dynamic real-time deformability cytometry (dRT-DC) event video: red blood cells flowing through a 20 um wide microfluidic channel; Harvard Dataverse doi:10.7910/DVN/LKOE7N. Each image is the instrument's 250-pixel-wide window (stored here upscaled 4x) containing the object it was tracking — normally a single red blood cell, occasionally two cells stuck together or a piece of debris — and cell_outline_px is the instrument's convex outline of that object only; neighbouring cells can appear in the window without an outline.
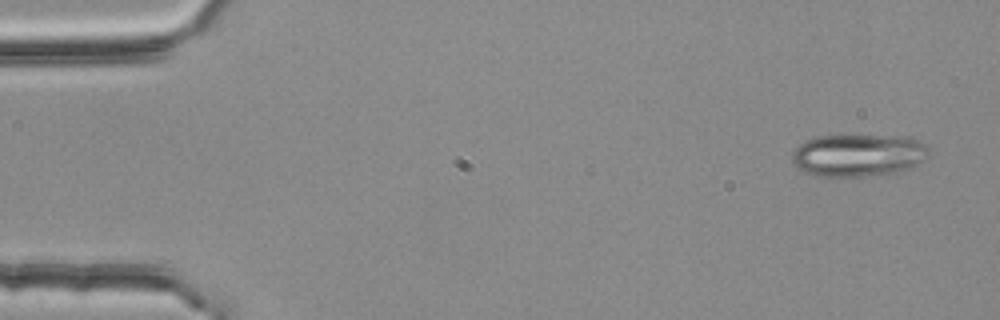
{"species": "common noctule bat (a hibernating species)", "species_latin": "Nyctalus noctula", "temperature_condition": "room temperature", "stored_images_in_passage": 3, "camera_frame_rate_fps": 3000, "um_per_image_px": 0.085, "animal": {"sex": "female", "body_mass_g": 25.1}, "frame": {"image": 1, "passage_image": 1, "time_ms": 0.0, "image_size_px": [1000, 320], "cell_outline_px": [[928, 152], [924, 160], [908, 168], [896, 172], [868, 176], [816, 176], [804, 172], [792, 160], [792, 152], [804, 140], [816, 136], [844, 132], [908, 136], [920, 140], [928, 148]], "centroid_in_image_um": [72.94, 13.12], "position_along_channel_um": 12.1, "area_um2": 35.03}}